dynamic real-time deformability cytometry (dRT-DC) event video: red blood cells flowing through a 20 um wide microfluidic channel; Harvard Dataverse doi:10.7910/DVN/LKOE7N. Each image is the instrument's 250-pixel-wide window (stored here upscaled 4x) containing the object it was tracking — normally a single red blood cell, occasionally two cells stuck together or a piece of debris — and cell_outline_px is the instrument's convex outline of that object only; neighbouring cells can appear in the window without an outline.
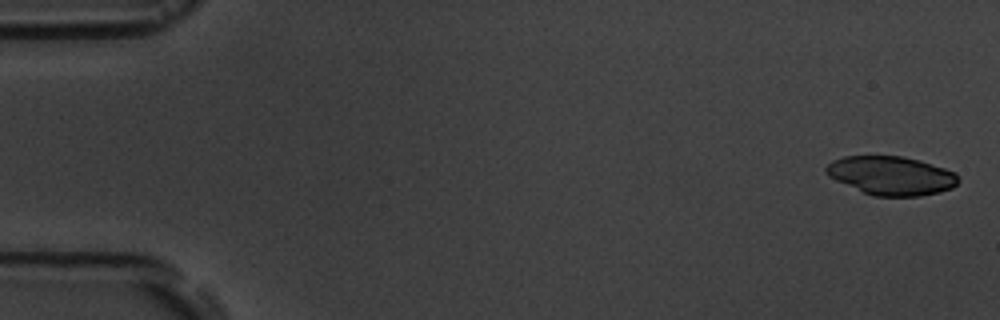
{"species": "common noctule bat (a hibernating species)", "species_latin": "Nyctalus noctula", "temperature_condition": "room temperature", "stored_images_in_passage": 4, "camera_frame_rate_fps": 3000, "um_per_image_px": 0.085, "animal": {"sex": "male", "body_mass_g": 19.5, "forearm_length_mm": 54.6}, "frame": {"image": 1, "passage_image": 1, "time_ms": 0.0, "image_size_px": [1000, 320], "cell_outline_px": [[960, 180], [952, 188], [940, 192], [920, 196], [872, 196], [836, 180], [828, 176], [824, 172], [824, 168], [832, 160], [844, 156], [900, 156], [920, 160], [956, 172]], "centroid_in_image_um": [75.76, 14.92], "position_along_channel_um": 9.2, "area_um2": 29.94}}